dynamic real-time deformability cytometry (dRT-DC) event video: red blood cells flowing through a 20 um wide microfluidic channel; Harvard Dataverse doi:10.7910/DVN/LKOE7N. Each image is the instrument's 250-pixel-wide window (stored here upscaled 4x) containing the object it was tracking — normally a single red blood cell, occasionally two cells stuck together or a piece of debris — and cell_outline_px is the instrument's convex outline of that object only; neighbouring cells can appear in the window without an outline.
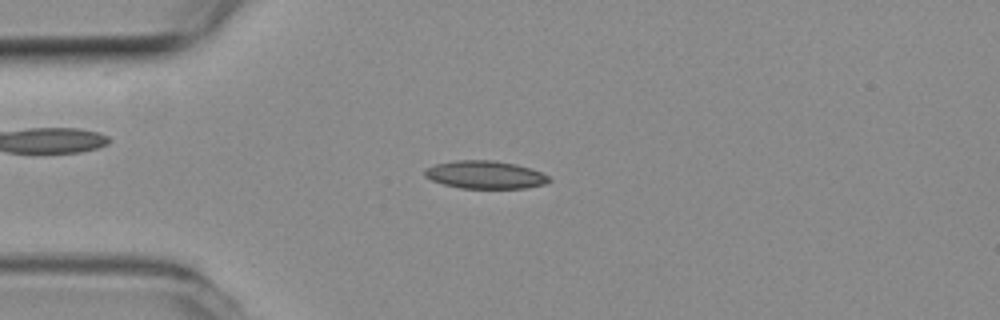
{"species": "common noctule bat (a hibernating species)", "species_latin": "Nyctalus noctula", "temperature_condition": "room temperature", "stored_images_in_passage": 6, "camera_frame_rate_fps": 3000, "um_per_image_px": 0.085, "animal": {"sex": "female", "body_mass_g": 19.3, "forearm_length_mm": 54.1}, "frame": {"image": 1, "passage_image": 3, "time_ms": 0.667, "image_size_px": [1000, 320], "cell_outline_px": [[552, 180], [544, 184], [524, 188], [460, 188], [444, 184], [432, 180], [424, 176], [424, 168], [436, 164], [456, 160], [492, 160], [516, 164], [540, 172], [548, 176]], "centroid_in_image_um": [41.21, 14.85], "position_along_channel_um": 43.8, "area_um2": 20.06}}
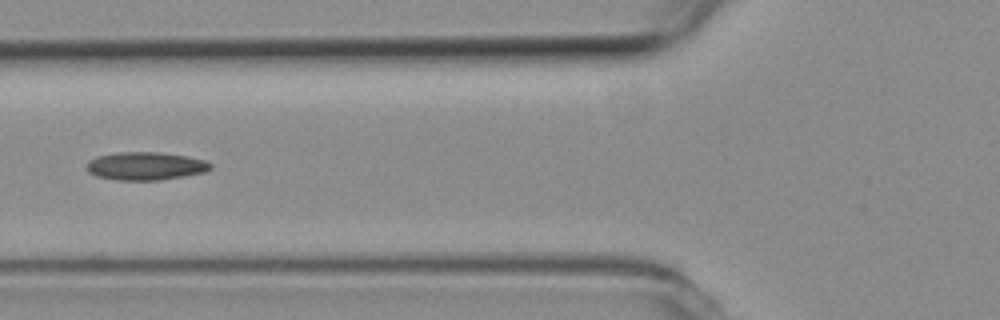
{"frame": {"image": 2, "passage_image": 5, "time_ms": 1.333, "image_size_px": [1000, 320], "cell_outline_px": [[212, 168], [204, 172], [184, 176], [160, 180], [116, 180], [96, 176], [88, 172], [88, 160], [96, 156], [116, 152], [156, 152], [188, 156], [204, 160], [212, 164]], "centroid_in_image_um": [12.36, 14.11], "position_along_channel_um": 113.4, "area_um2": 20.29}}
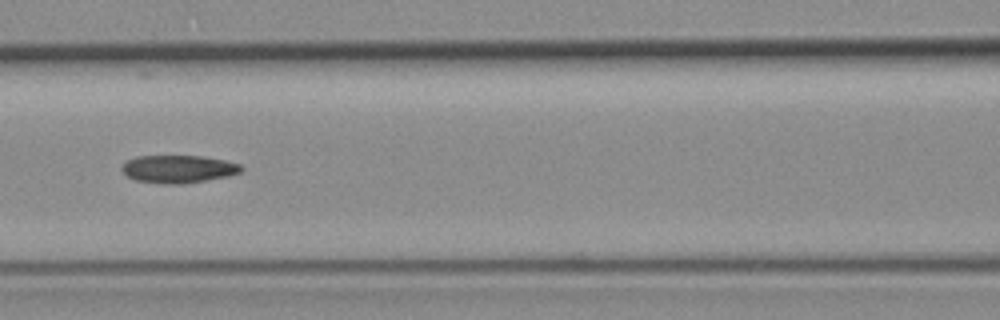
{"frame": {"image": 3, "passage_image": 6, "time_ms": 1.667, "image_size_px": [1000, 320], "cell_outline_px": [[244, 168], [240, 172], [228, 176], [184, 184], [164, 184], [136, 180], [128, 176], [120, 168], [128, 160], [136, 156], [200, 156], [224, 160], [240, 164]], "centroid_in_image_um": [15.17, 14.37], "position_along_channel_um": 151.4, "area_um2": 19.19}}